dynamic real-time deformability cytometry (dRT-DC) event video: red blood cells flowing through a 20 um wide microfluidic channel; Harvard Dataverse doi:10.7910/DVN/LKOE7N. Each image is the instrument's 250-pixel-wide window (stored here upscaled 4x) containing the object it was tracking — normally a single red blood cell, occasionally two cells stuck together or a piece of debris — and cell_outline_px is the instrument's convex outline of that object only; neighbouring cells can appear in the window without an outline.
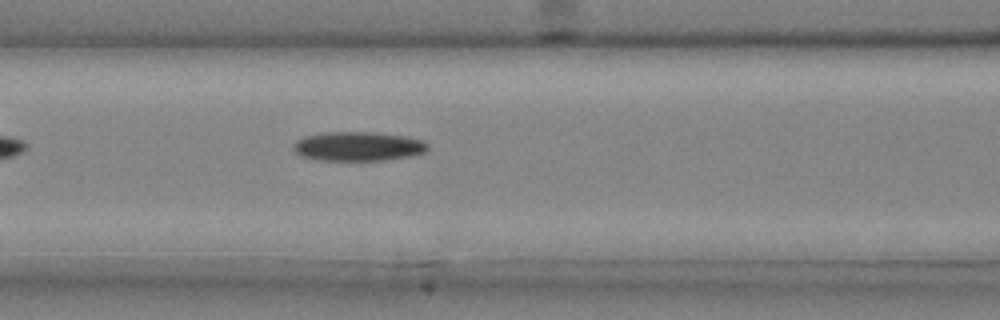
{"species": "common noctule bat (a hibernating species)", "species_latin": "Nyctalus noctula", "temperature_condition": "cold", "stored_images_in_passage": 28, "camera_frame_rate_fps": 3000, "um_per_image_px": 0.085, "animal": {"sex": "male", "body_mass_g": 20.4}, "frame": {"image": 1, "passage_image": 6, "time_ms": 1.667, "image_size_px": [1000, 320], "cell_outline_px": [[428, 148], [424, 152], [412, 156], [384, 160], [320, 160], [300, 156], [292, 148], [292, 144], [296, 140], [304, 136], [328, 132], [372, 132], [408, 136], [424, 140], [428, 144]], "centroid_in_image_um": [30.44, 12.43], "position_along_channel_um": 136.2, "area_um2": 23.06}}
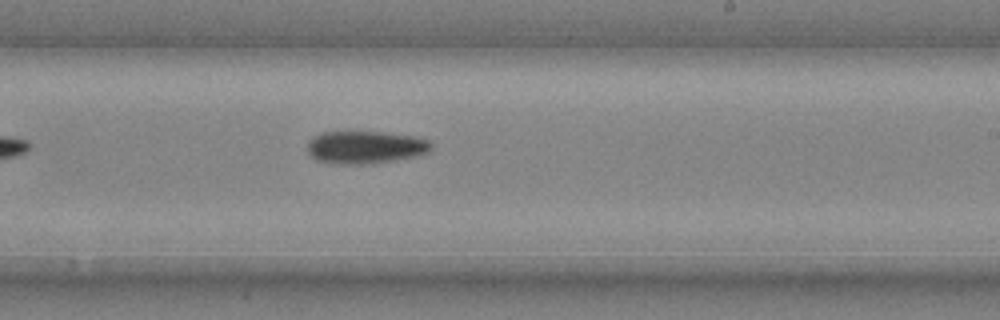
{"frame": {"image": 2, "passage_image": 14, "time_ms": 4.333, "image_size_px": [1000, 320], "cell_outline_px": [[432, 148], [428, 152], [420, 156], [372, 164], [340, 164], [316, 160], [308, 152], [308, 140], [312, 136], [320, 132], [380, 132], [416, 136], [428, 140], [432, 144]], "centroid_in_image_um": [31.07, 12.52], "position_along_channel_um": 257.9, "area_um2": 23.87}}
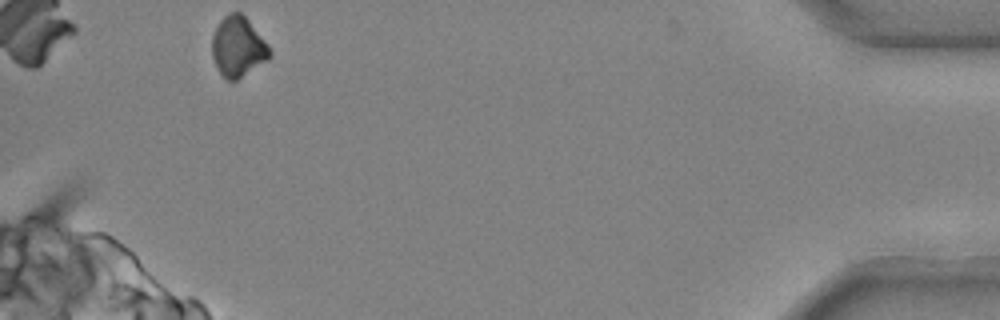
{"frame": {"image": 3, "passage_image": 28, "time_ms": 9.0, "image_size_px": [1000, 320], "cell_outline_px": [[272, 56], [268, 60], [236, 80], [228, 80], [220, 72], [212, 56], [212, 36], [220, 20], [228, 12], [240, 12], [248, 20], [268, 44], [272, 52]], "centroid_in_image_um": [20.24, 3.96], "position_along_channel_um": 415.0, "area_um2": 20.06}}